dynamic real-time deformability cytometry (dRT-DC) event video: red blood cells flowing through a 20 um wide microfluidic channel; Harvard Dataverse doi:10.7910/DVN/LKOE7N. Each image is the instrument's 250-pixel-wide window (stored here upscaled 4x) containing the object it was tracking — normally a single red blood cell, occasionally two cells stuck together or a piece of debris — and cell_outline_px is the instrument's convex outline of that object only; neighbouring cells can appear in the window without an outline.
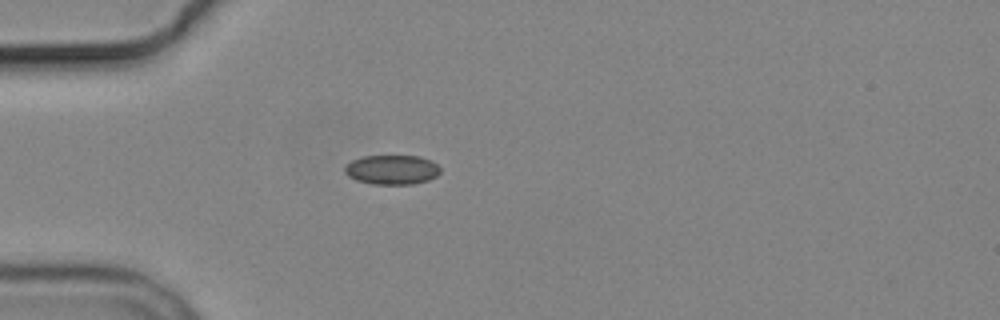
{"species": "common noctule bat (a hibernating species)", "species_latin": "Nyctalus noctula", "temperature_condition": "cold", "stored_images_in_passage": 4, "camera_frame_rate_fps": 3000, "um_per_image_px": 0.085, "animal": {"sex": "male", "body_mass_g": 19.2, "forearm_length_mm": 51.8}, "frame": {"image": 1, "passage_image": 4, "time_ms": 4.333, "image_size_px": [1000, 320], "cell_outline_px": [[440, 172], [436, 176], [428, 180], [412, 184], [372, 184], [356, 180], [348, 176], [344, 172], [344, 164], [352, 160], [364, 156], [420, 156], [432, 160], [440, 168]], "centroid_in_image_um": [33.29, 14.42], "position_along_channel_um": 51.7, "area_um2": 16.53}}